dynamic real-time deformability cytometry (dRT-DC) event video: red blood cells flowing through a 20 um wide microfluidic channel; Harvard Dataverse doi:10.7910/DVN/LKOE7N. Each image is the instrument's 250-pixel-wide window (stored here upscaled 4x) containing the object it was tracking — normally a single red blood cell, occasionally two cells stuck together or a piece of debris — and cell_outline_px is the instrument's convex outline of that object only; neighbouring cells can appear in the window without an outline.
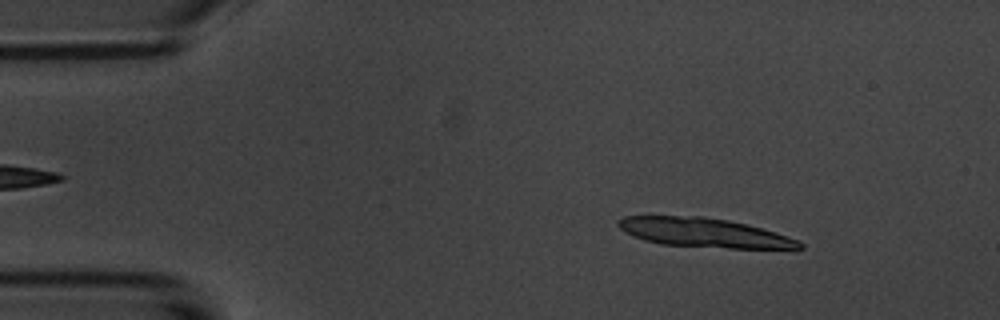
{"species": "common noctule bat (a hibernating species)", "species_latin": "Nyctalus noctula", "temperature_condition": "room temperature", "stored_images_in_passage": 6, "camera_frame_rate_fps": 3000, "um_per_image_px": 0.085, "animal": {"sex": "male", "body_mass_g": 20.1, "forearm_length_mm": 53.5}, "frame": {"image": 1, "passage_image": 2, "time_ms": 1.333, "image_size_px": [1000, 320], "cell_outline_px": [[804, 248], [728, 248], [660, 244], [644, 240], [620, 228], [616, 224], [616, 220], [624, 216], [704, 216], [728, 220], [760, 228], [788, 236], [800, 240], [804, 244]], "centroid_in_image_um": [59.84, 19.77], "position_along_channel_um": 25.2, "area_um2": 30.52}}
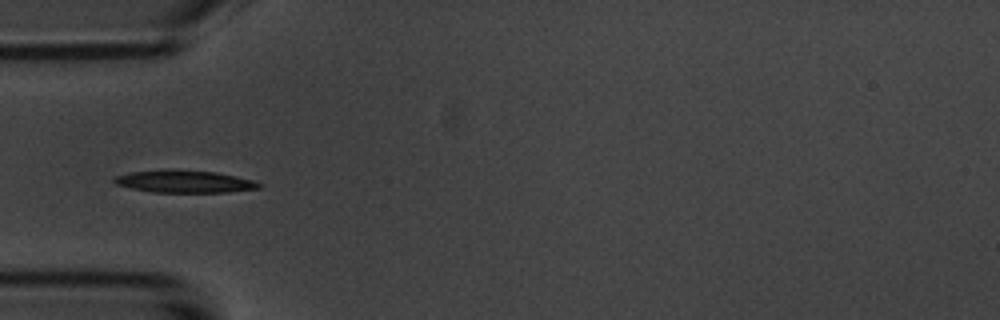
{"frame": {"image": 2, "passage_image": 5, "time_ms": 4.667, "image_size_px": [1000, 320], "cell_outline_px": [[264, 184], [260, 188], [228, 192], [152, 192], [132, 188], [116, 184], [112, 180], [112, 176], [132, 172], [168, 168], [176, 168], [216, 172], [256, 180]], "centroid_in_image_um": [15.69, 15.4], "position_along_channel_um": 69.3, "area_um2": 19.36}}